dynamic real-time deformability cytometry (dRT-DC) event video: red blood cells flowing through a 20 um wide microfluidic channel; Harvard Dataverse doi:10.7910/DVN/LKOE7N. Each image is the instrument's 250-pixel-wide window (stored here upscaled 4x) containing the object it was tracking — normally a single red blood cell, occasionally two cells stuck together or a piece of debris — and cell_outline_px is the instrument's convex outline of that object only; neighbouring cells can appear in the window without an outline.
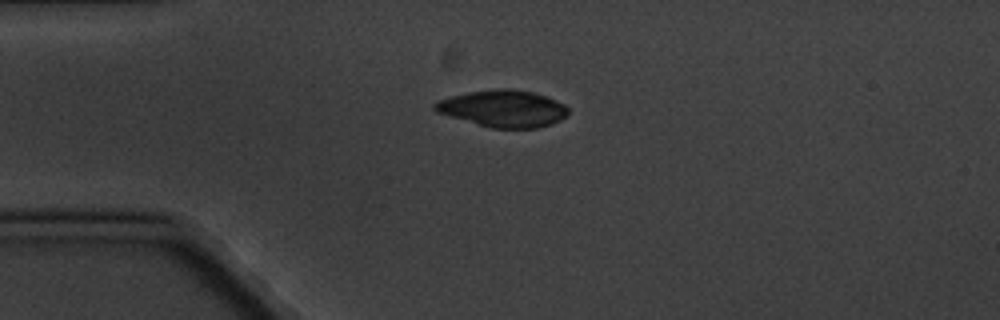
{"species": "common noctule bat (a hibernating species)", "species_latin": "Nyctalus noctula", "temperature_condition": "cold", "stored_images_in_passage": 2, "camera_frame_rate_fps": 3000, "um_per_image_px": 0.085, "animal": {"sex": "male", "body_mass_g": 20.1, "forearm_length_mm": 53.5}, "frame": {"image": 1, "passage_image": 1, "time_ms": 0.0, "image_size_px": [1000, 320], "cell_outline_px": [[568, 112], [560, 120], [552, 124], [536, 128], [492, 128], [436, 112], [432, 108], [432, 104], [440, 100], [452, 96], [468, 92], [500, 88], [508, 88], [536, 92], [556, 100], [564, 104], [568, 108]], "centroid_in_image_um": [42.78, 9.22], "position_along_channel_um": 42.2, "area_um2": 28.55}}